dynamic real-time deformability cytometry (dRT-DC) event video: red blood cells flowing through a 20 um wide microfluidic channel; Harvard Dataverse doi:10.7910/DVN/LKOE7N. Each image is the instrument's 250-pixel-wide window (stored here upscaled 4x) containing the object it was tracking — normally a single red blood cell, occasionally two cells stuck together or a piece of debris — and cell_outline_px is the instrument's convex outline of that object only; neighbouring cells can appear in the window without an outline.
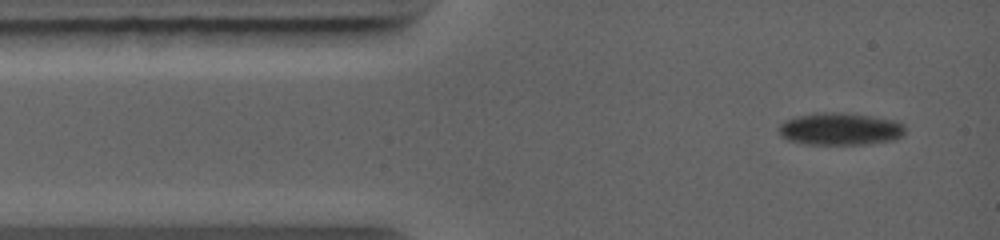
{"species": "common noctule bat (a hibernating species)", "species_latin": "Nyctalus noctula", "temperature_condition": "warm", "stored_images_in_passage": 3, "camera_frame_rate_fps": 5000, "um_per_image_px": 0.085, "animal": {"sex": "female", "body_mass_g": 19.0, "forearm_length_mm": 56.7}, "frame": {"image": 1, "passage_image": 1, "time_ms": 0.0, "image_size_px": [1000, 240], "cell_outline_px": [[904, 136], [892, 140], [864, 144], [804, 144], [788, 140], [780, 136], [780, 124], [784, 120], [796, 116], [816, 112], [844, 112], [896, 120], [904, 124]], "centroid_in_image_um": [71.4, 10.95], "position_along_channel_um": 13.6, "area_um2": 23.99}}
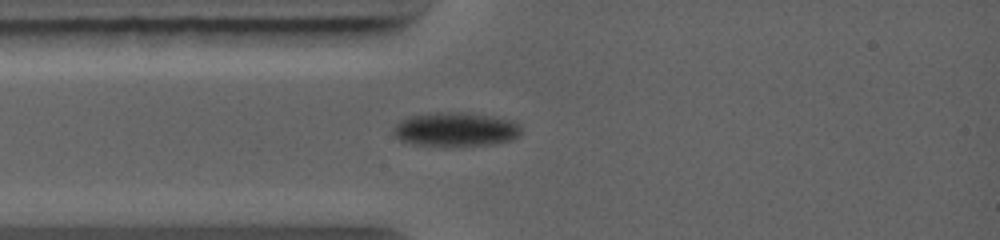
{"frame": {"image": 2, "passage_image": 3, "time_ms": 1.8, "image_size_px": [1000, 240], "cell_outline_px": [[524, 132], [520, 136], [512, 140], [492, 144], [452, 148], [412, 144], [400, 140], [392, 132], [392, 128], [400, 120], [408, 116], [436, 112], [468, 112], [492, 116], [512, 120], [520, 124]], "centroid_in_image_um": [38.76, 11.02], "position_along_channel_um": 46.2, "area_um2": 26.41}}